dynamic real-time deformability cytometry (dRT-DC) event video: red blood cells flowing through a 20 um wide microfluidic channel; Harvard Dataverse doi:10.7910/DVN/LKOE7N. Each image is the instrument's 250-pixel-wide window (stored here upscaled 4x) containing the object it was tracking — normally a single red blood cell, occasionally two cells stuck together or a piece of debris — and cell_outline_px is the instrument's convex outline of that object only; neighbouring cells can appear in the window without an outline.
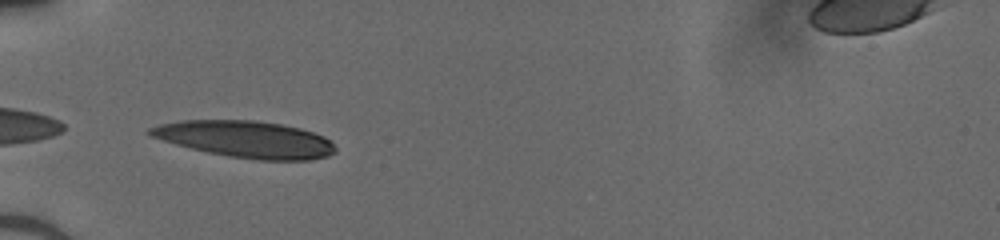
{"species": "human", "species_latin": "Homo sapiens", "temperature_condition": "cold", "stored_images_in_passage": 28, "camera_frame_rate_fps": 3000, "um_per_image_px": 0.085, "donor": {"sex": "male"}, "frame": {"image": 1, "passage_image": 1, "time_ms": 0.0, "image_size_px": [1000, 240], "cell_outline_px": [[336, 152], [328, 156], [308, 160], [260, 160], [228, 156], [208, 152], [176, 144], [148, 136], [144, 132], [148, 128], [160, 124], [180, 120], [252, 120], [280, 124], [300, 128], [324, 136], [336, 148]], "centroid_in_image_um": [20.84, 11.83], "position_along_channel_um": 64.2, "area_um2": 39.59}}
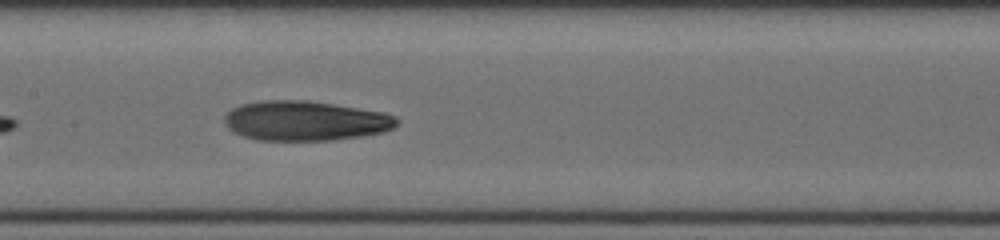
{"frame": {"image": 2, "passage_image": 10, "time_ms": 3.0, "image_size_px": [1000, 240], "cell_outline_px": [[400, 124], [396, 128], [384, 132], [360, 136], [332, 140], [256, 140], [244, 136], [228, 128], [224, 120], [224, 116], [232, 108], [240, 104], [260, 100], [308, 100], [384, 112], [396, 116], [400, 120]], "centroid_in_image_um": [25.99, 10.26], "position_along_channel_um": 181.4, "area_um2": 40.23}}
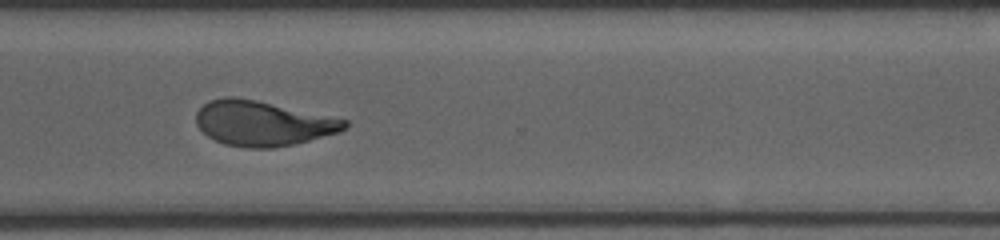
{"frame": {"image": 3, "passage_image": 22, "time_ms": 7.0, "image_size_px": [1000, 240], "cell_outline_px": [[348, 128], [340, 132], [292, 144], [272, 148], [248, 148], [224, 144], [208, 136], [196, 124], [196, 112], [208, 100], [224, 96], [236, 96], [256, 100], [348, 120]], "centroid_in_image_um": [22.31, 10.47], "position_along_channel_um": 348.3, "area_um2": 38.78}}